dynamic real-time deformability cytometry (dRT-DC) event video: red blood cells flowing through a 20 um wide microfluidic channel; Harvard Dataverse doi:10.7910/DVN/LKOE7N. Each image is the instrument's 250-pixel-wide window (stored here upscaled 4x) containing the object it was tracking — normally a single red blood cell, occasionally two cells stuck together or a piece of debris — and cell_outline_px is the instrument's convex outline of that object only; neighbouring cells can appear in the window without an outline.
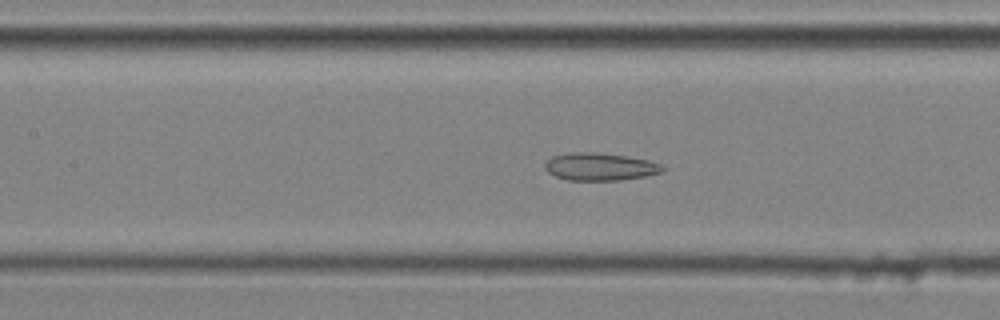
{"species": "common noctule bat (a hibernating species)", "species_latin": "Nyctalus noctula", "temperature_condition": "cold", "stored_images_in_passage": 39, "camera_frame_rate_fps": 3000, "um_per_image_px": 0.085, "animal": {"sex": "male", "body_mass_g": 20.4}, "frame": {"image": 1, "passage_image": 18, "time_ms": 5.667, "image_size_px": [1000, 320], "cell_outline_px": [[664, 172], [644, 176], [620, 180], [568, 180], [556, 176], [548, 172], [544, 168], [544, 164], [552, 156], [572, 152], [592, 152], [624, 156], [648, 160], [660, 164], [664, 168]], "centroid_in_image_um": [50.98, 14.17], "position_along_channel_um": 156.4, "area_um2": 18.73}}
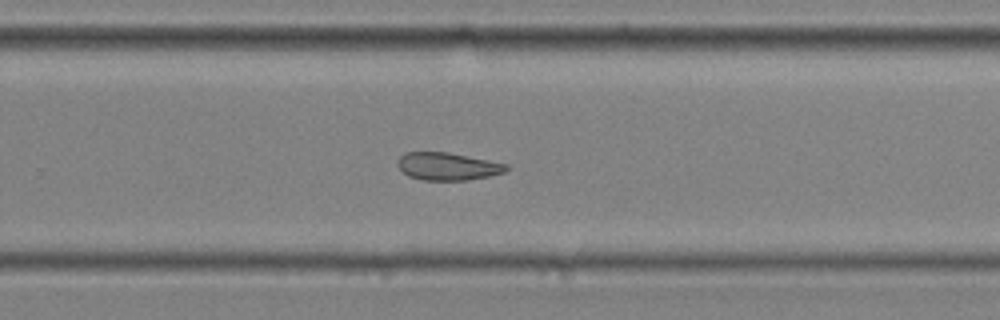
{"frame": {"image": 2, "passage_image": 28, "time_ms": 9.0, "image_size_px": [1000, 320], "cell_outline_px": [[508, 168], [504, 172], [488, 176], [468, 180], [424, 180], [408, 176], [396, 164], [396, 160], [404, 152], [448, 152], [508, 164]], "centroid_in_image_um": [38.01, 14.13], "position_along_channel_um": 291.8, "area_um2": 17.46}}
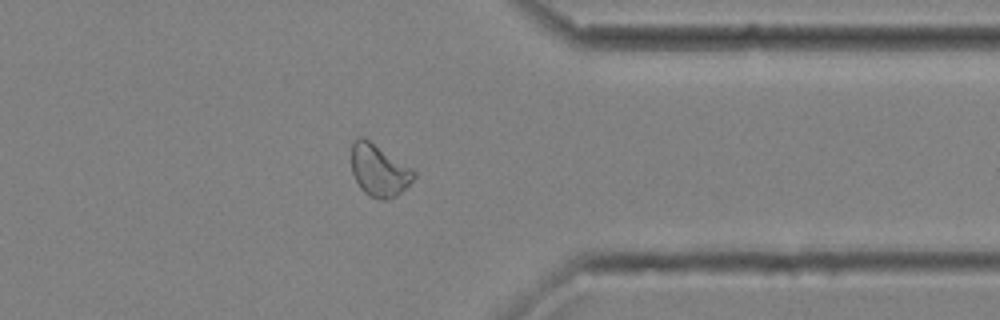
{"frame": {"image": 3, "passage_image": 35, "time_ms": 11.333, "image_size_px": [1000, 320], "cell_outline_px": [[416, 176], [396, 196], [384, 200], [380, 200], [368, 196], [360, 188], [352, 172], [352, 144], [360, 136], [364, 136], [412, 168], [416, 172]], "centroid_in_image_um": [32.21, 14.48], "position_along_channel_um": 379.2, "area_um2": 18.84}, "authors_computed_cell_mechanics": {"area_um2": 18.6694, "velocity_mm_per_s": 4.0736, "shape_relaxation_time_tau1_ms": null, "shape_relaxation_time_tau2_ms": 4.0054, "deformation_change_tau1": null, "deformation_change_tau2": 0.1139}}